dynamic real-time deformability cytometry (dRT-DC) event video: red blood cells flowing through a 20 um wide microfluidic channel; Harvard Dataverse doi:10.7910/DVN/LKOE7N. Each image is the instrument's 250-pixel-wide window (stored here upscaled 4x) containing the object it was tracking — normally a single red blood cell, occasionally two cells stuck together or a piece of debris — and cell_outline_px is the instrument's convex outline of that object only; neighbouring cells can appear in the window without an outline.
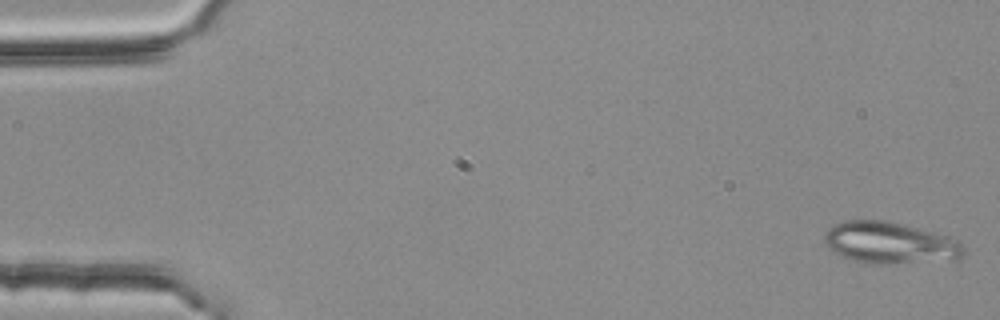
{"species": "common noctule bat (a hibernating species)", "species_latin": "Nyctalus noctula", "temperature_condition": "room temperature", "stored_images_in_passage": 53, "camera_frame_rate_fps": 3000, "um_per_image_px": 0.085, "animal": {"sex": "female", "body_mass_g": 25.1}, "frame": {"image": 1, "passage_image": 1, "time_ms": 0.0, "image_size_px": [1000, 320], "cell_outline_px": [[964, 256], [956, 260], [896, 264], [868, 264], [852, 260], [840, 256], [824, 240], [824, 236], [828, 228], [832, 224], [840, 220], [888, 220], [948, 236], [956, 240], [964, 248]], "centroid_in_image_um": [75.65, 20.65], "position_along_channel_um": 9.4, "area_um2": 34.16}}
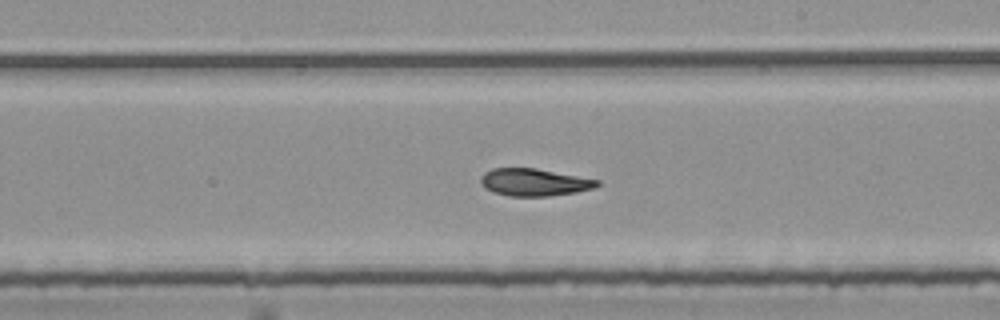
{"frame": {"image": 2, "passage_image": 31, "time_ms": 10.0, "image_size_px": [1000, 320], "cell_outline_px": [[600, 184], [596, 188], [576, 192], [548, 196], [508, 196], [492, 192], [484, 188], [480, 184], [480, 176], [484, 172], [492, 168], [536, 168], [600, 180]], "centroid_in_image_um": [45.38, 15.49], "position_along_channel_um": 243.6, "area_um2": 18.79}}
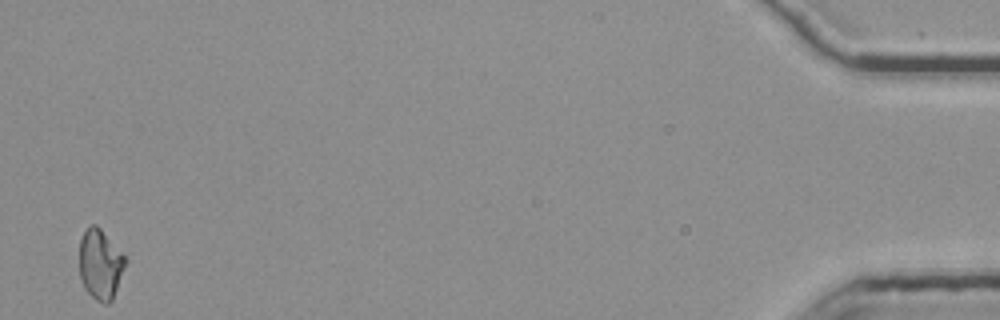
{"frame": {"image": 3, "passage_image": 53, "time_ms": 17.333, "image_size_px": [1000, 320], "cell_outline_px": [[128, 260], [112, 300], [108, 304], [104, 304], [96, 300], [84, 288], [80, 276], [80, 240], [84, 228], [88, 224], [96, 224], [100, 228]], "centroid_in_image_um": [8.52, 22.45], "position_along_channel_um": 426.7, "area_um2": 18.84}, "authors_computed_cell_mechanics": {"area_um2": 19.363, "velocity_mm_per_s": 3.7699, "shape_relaxation_time_tau1_ms": 6.891, "shape_relaxation_time_tau2_ms": 2.9655, "deformation_change_tau1": 0.1896, "deformation_change_tau2": 0.0943}}